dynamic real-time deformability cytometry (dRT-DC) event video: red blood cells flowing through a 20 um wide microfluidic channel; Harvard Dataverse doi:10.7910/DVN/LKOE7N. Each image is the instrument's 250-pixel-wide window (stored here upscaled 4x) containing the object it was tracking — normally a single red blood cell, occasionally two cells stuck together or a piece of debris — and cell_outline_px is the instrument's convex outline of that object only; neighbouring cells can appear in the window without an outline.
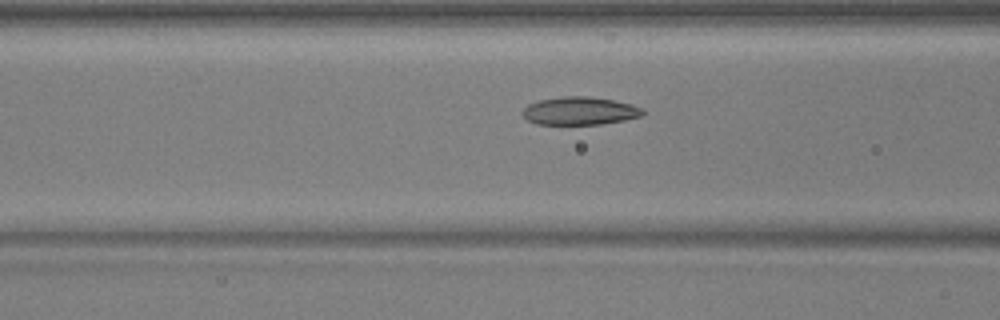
{"species": "common noctule bat (a hibernating species)", "species_latin": "Nyctalus noctula", "temperature_condition": "warm", "stored_images_in_passage": 51, "camera_frame_rate_fps": 3000, "um_per_image_px": 0.085, "animal": {"sex": "male", "body_mass_g": 17.9, "forearm_length_mm": 54.2}, "frame": {"image": 1, "passage_image": 21, "time_ms": 6.667, "image_size_px": [1000, 320], "cell_outline_px": [[644, 116], [624, 120], [600, 124], [536, 124], [528, 120], [520, 112], [528, 104], [540, 100], [564, 96], [588, 96], [612, 100], [632, 104], [640, 108], [644, 112]], "centroid_in_image_um": [49.27, 9.43], "position_along_channel_um": 117.3, "area_um2": 19.54}}
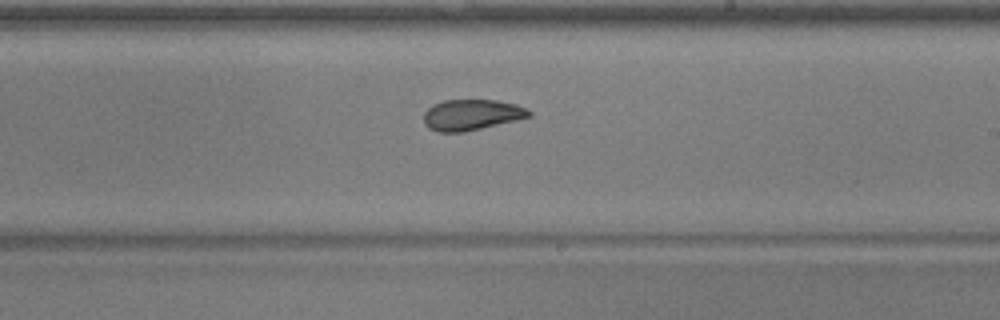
{"frame": {"image": 2, "passage_image": 31, "time_ms": 10.0, "image_size_px": [1000, 320], "cell_outline_px": [[532, 116], [516, 120], [464, 132], [436, 132], [428, 128], [424, 124], [424, 112], [432, 104], [444, 100], [496, 100], [516, 104], [532, 112]], "centroid_in_image_um": [40.05, 9.76], "position_along_channel_um": 248.9, "area_um2": 18.96}}
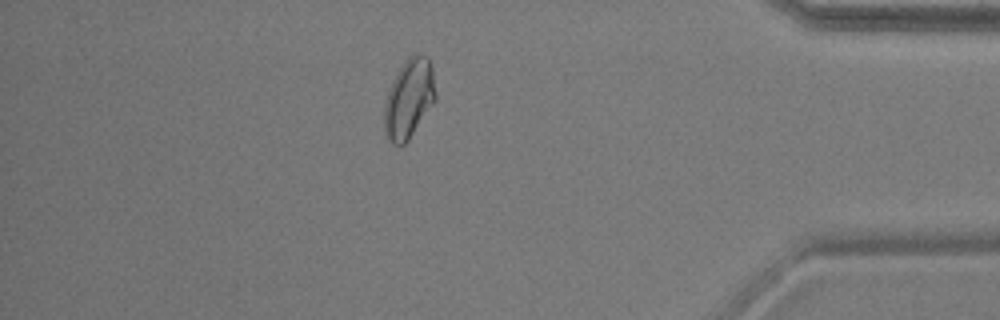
{"frame": {"image": 3, "passage_image": 45, "time_ms": 14.667, "image_size_px": [1000, 320], "cell_outline_px": [[436, 100], [408, 140], [404, 144], [392, 144], [384, 136], [384, 104], [392, 80], [404, 60], [408, 56], [416, 52], [428, 56], [432, 68], [436, 92]], "centroid_in_image_um": [34.76, 8.36], "position_along_channel_um": 400.4, "area_um2": 23.99}, "authors_computed_cell_mechanics": {"area_um2": 20.1144, "velocity_mm_per_s": 3.9453, "shape_relaxation_time_tau1_ms": null, "shape_relaxation_time_tau2_ms": 2.5362, "deformation_change_tau1": null, "deformation_change_tau2": 0.0764}}